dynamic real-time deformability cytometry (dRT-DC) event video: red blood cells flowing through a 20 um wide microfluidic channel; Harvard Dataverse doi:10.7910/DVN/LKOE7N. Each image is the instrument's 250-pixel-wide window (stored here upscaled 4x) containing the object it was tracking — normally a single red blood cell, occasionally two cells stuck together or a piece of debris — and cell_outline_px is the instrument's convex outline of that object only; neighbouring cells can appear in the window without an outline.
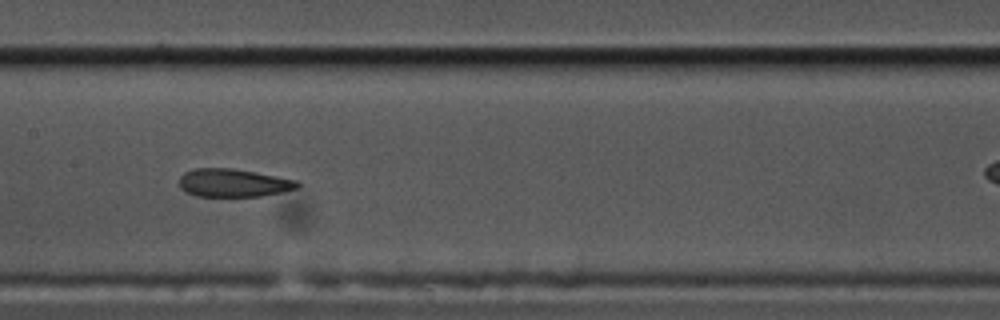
{"species": "common noctule bat (a hibernating species)", "species_latin": "Nyctalus noctula", "temperature_condition": "cold", "stored_images_in_passage": 43, "camera_frame_rate_fps": 3000, "um_per_image_px": 0.085, "animal": {"sex": "male", "body_mass_g": 17.5, "forearm_length_mm": 52.3}, "frame": {"image": 1, "passage_image": 13, "time_ms": 4.0, "image_size_px": [1000, 320], "cell_outline_px": [[300, 184], [296, 188], [280, 192], [260, 196], [196, 196], [184, 192], [180, 188], [180, 176], [184, 172], [196, 168], [232, 168], [256, 172], [296, 180]], "centroid_in_image_um": [19.78, 15.54], "position_along_channel_um": 187.6, "area_um2": 19.25}}